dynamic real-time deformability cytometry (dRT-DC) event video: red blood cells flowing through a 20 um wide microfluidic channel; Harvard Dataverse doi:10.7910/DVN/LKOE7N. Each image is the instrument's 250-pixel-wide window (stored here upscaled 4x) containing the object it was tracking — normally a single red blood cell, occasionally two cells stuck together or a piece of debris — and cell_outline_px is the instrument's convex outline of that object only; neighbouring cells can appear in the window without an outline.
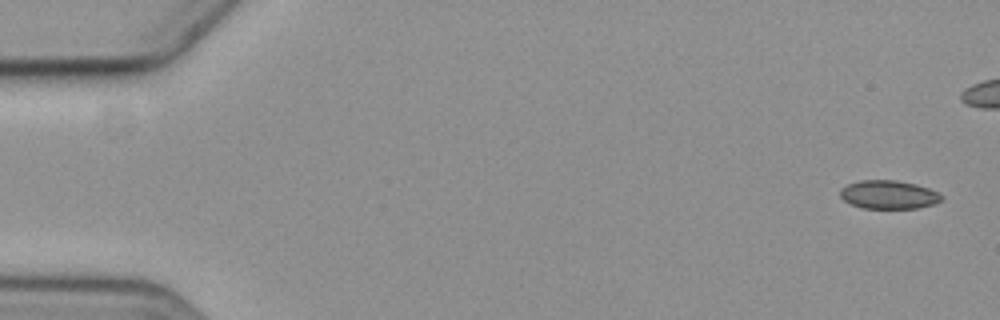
{"species": "common noctule bat (a hibernating species)", "species_latin": "Nyctalus noctula", "temperature_condition": "cold", "stored_images_in_passage": 5, "camera_frame_rate_fps": 3000, "um_per_image_px": 0.085, "animal": {"sex": "female", "body_mass_g": 19.3, "forearm_length_mm": 54.1}, "frame": {"image": 1, "passage_image": 1, "time_ms": 0.0, "image_size_px": [1000, 320], "cell_outline_px": [[944, 196], [940, 200], [932, 204], [916, 208], [864, 208], [852, 204], [844, 200], [840, 196], [840, 188], [848, 184], [860, 180], [896, 180], [916, 184], [928, 188]], "centroid_in_image_um": [75.51, 16.53], "position_along_channel_um": 9.5, "area_um2": 16.65}}